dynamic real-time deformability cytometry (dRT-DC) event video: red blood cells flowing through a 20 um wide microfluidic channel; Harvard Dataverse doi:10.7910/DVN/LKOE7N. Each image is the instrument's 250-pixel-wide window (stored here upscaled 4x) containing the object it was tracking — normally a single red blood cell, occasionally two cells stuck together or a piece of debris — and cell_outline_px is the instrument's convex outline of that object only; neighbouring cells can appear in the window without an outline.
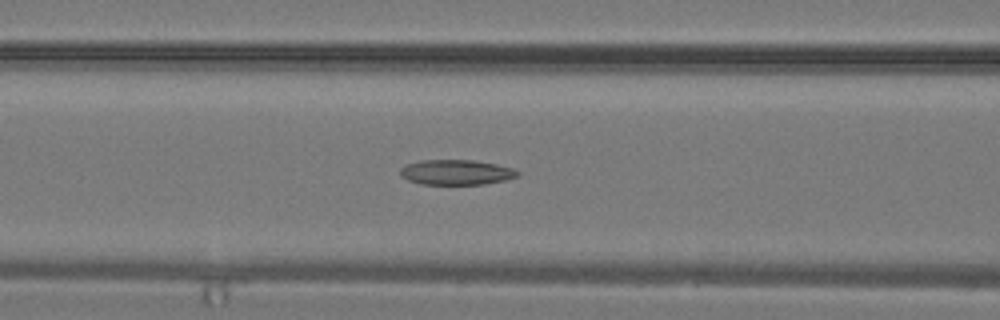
{"species": "common noctule bat (a hibernating species)", "species_latin": "Nyctalus noctula", "temperature_condition": "warm", "stored_images_in_passage": 35, "camera_frame_rate_fps": 3000, "um_per_image_px": 0.085, "animal": {"sex": "male", "body_mass_g": 19.2, "forearm_length_mm": 51.8}, "frame": {"image": 1, "passage_image": 15, "time_ms": 4.667, "image_size_px": [1000, 320], "cell_outline_px": [[520, 176], [504, 180], [484, 184], [420, 184], [408, 180], [400, 176], [400, 168], [404, 164], [420, 160], [472, 160], [496, 164], [512, 168], [520, 172]], "centroid_in_image_um": [38.75, 14.64], "position_along_channel_um": 127.8, "area_um2": 17.28}}
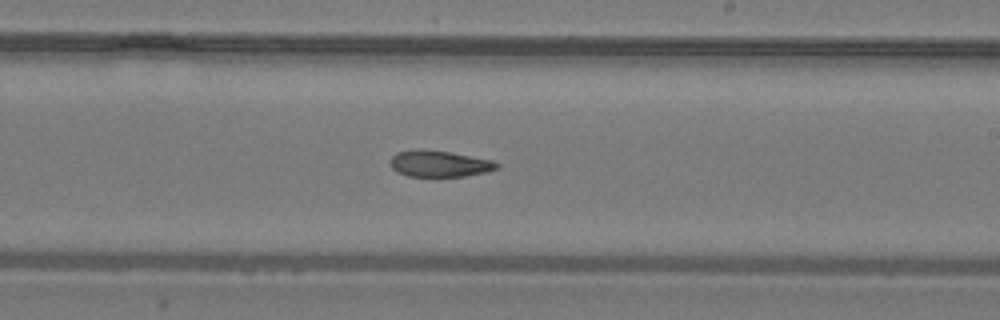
{"frame": {"image": 2, "passage_image": 21, "time_ms": 6.667, "image_size_px": [1000, 320], "cell_outline_px": [[500, 168], [488, 172], [464, 176], [408, 176], [396, 172], [392, 168], [392, 156], [396, 152], [416, 148], [424, 148], [448, 152], [492, 160], [500, 164]], "centroid_in_image_um": [37.36, 13.9], "position_along_channel_um": 251.6, "area_um2": 16.47}}
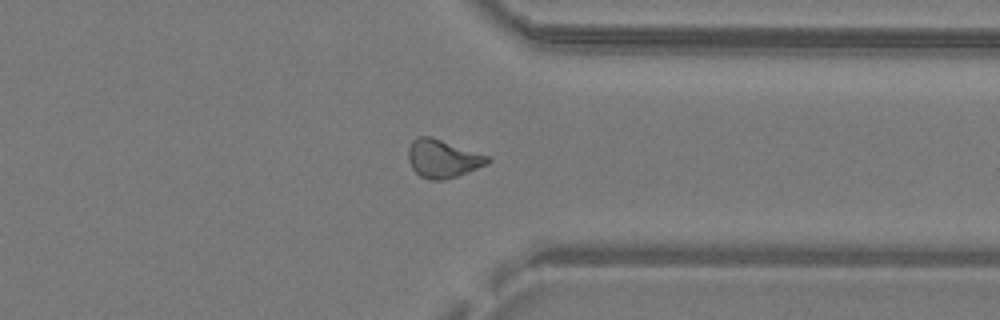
{"frame": {"image": 3, "passage_image": 27, "time_ms": 8.667, "image_size_px": [1000, 320], "cell_outline_px": [[492, 160], [488, 164], [456, 176], [444, 180], [432, 180], [420, 176], [412, 168], [408, 160], [408, 148], [412, 140], [416, 136], [432, 136], [488, 156]], "centroid_in_image_um": [37.61, 13.47], "position_along_channel_um": 373.8, "area_um2": 17.63}}